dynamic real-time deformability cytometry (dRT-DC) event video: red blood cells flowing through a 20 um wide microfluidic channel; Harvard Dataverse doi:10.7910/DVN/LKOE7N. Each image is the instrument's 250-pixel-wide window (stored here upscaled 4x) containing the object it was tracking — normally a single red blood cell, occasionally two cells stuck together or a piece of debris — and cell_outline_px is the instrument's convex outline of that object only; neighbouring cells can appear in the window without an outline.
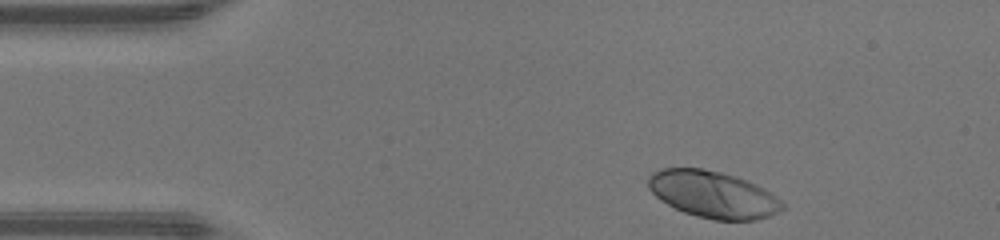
{"species": "human", "species_latin": "Homo sapiens", "temperature_condition": "warm", "stored_images_in_passage": 33, "camera_frame_rate_fps": 3000, "um_per_image_px": 0.085, "donor": {"sex": "male"}, "frame": {"image": 1, "passage_image": 1, "time_ms": 0.0, "image_size_px": [1000, 240], "cell_outline_px": [[784, 208], [768, 216], [756, 220], [716, 220], [696, 216], [684, 212], [660, 200], [648, 188], [648, 176], [652, 172], [660, 168], [700, 168], [720, 172], [736, 176], [748, 180], [764, 188], [780, 200], [784, 204]], "centroid_in_image_um": [60.58, 16.52], "position_along_channel_um": 24.4, "area_um2": 36.53}}
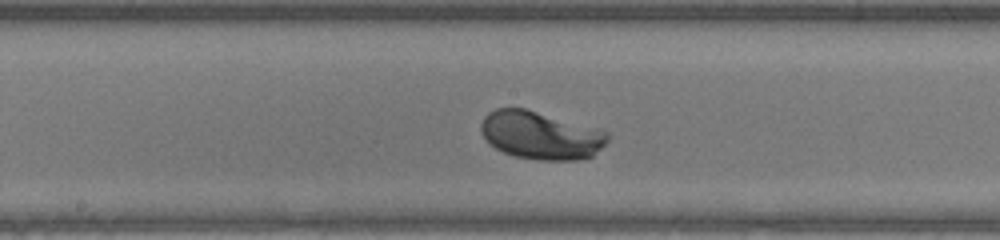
{"frame": {"image": 2, "passage_image": 18, "time_ms": 5.667, "image_size_px": [1000, 240], "cell_outline_px": [[608, 140], [592, 156], [576, 160], [540, 160], [516, 156], [504, 152], [496, 148], [480, 132], [480, 124], [484, 116], [488, 112], [496, 108], [524, 108], [608, 132]], "centroid_in_image_um": [45.92, 11.5], "position_along_channel_um": 202.3, "area_um2": 34.8}}
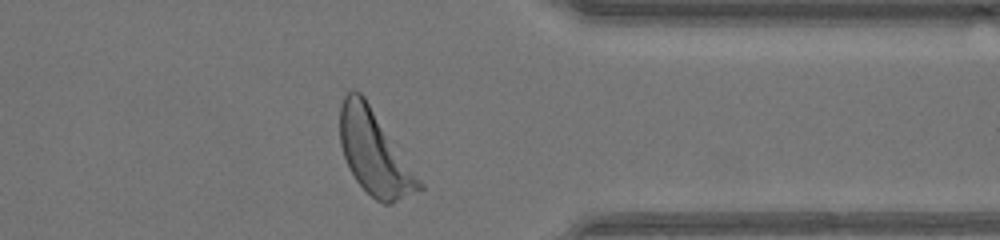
{"frame": {"image": 3, "passage_image": 31, "time_ms": 10.0, "image_size_px": [1000, 240], "cell_outline_px": [[424, 188], [392, 204], [384, 204], [376, 200], [356, 180], [344, 156], [340, 144], [340, 104], [344, 96], [352, 88], [360, 92], [364, 96], [424, 184]], "centroid_in_image_um": [31.83, 12.97], "position_along_channel_um": 379.6, "area_um2": 38.32}, "authors_computed_cell_mechanics": {"area_um2": 35.3158, "velocity_mm_per_s": 4.334, "shape_relaxation_time_tau1_ms": 1.6658, "shape_relaxation_time_tau2_ms": null, "deformation_change_tau1": 0.1714, "deformation_change_tau2": null}}